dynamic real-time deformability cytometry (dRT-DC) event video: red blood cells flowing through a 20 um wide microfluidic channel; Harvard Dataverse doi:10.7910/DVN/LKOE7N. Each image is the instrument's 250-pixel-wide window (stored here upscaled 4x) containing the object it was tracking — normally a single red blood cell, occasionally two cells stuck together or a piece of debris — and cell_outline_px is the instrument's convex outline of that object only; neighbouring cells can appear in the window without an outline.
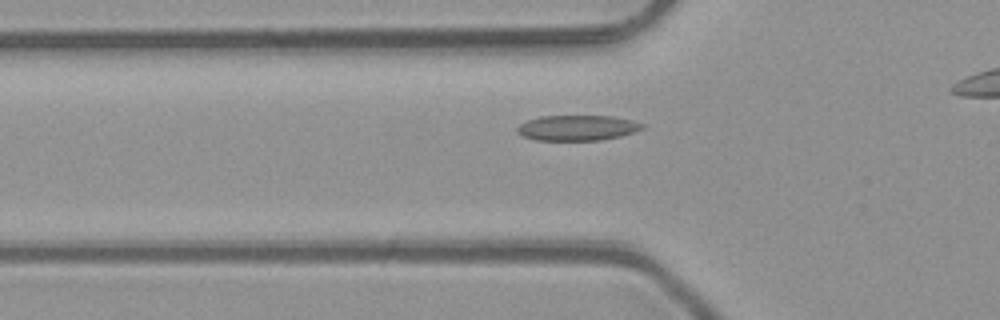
{"species": "common noctule bat (a hibernating species)", "species_latin": "Nyctalus noctula", "temperature_condition": "room temperature", "stored_images_in_passage": 30, "camera_frame_rate_fps": 3000, "um_per_image_px": 0.085, "animal": {"sex": "male", "body_mass_g": 23.1, "forearm_length_mm": 52.7}, "frame": {"image": 1, "passage_image": 6, "time_ms": 1.667, "image_size_px": [1000, 320], "cell_outline_px": [[644, 128], [620, 136], [600, 140], [536, 140], [524, 136], [516, 132], [516, 128], [520, 124], [528, 120], [540, 116], [612, 116], [632, 120], [644, 124]], "centroid_in_image_um": [49.06, 10.86], "position_along_channel_um": 76.7, "area_um2": 18.38}}
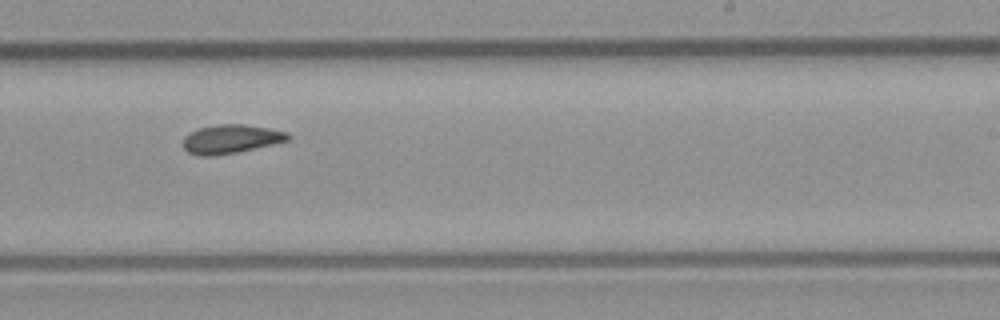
{"frame": {"image": 2, "passage_image": 20, "time_ms": 6.333, "image_size_px": [1000, 320], "cell_outline_px": [[292, 136], [288, 140], [272, 144], [236, 152], [212, 156], [196, 156], [188, 152], [184, 148], [184, 136], [200, 128], [216, 124], [244, 124], [268, 128], [288, 132]], "centroid_in_image_um": [19.63, 11.81], "position_along_channel_um": 269.4, "area_um2": 17.46}}
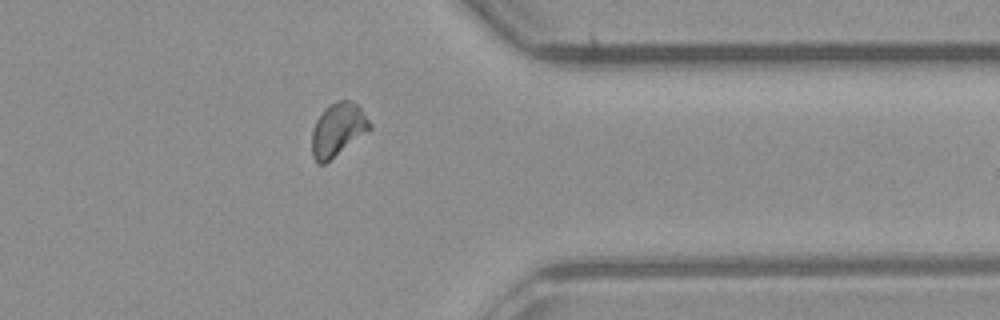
{"frame": {"image": 3, "passage_image": 29, "time_ms": 9.333, "image_size_px": [1000, 320], "cell_outline_px": [[372, 128], [324, 164], [316, 164], [312, 156], [312, 132], [316, 120], [324, 108], [328, 104], [336, 100], [348, 100], [356, 104], [360, 108], [372, 124]], "centroid_in_image_um": [28.69, 11.01], "position_along_channel_um": 382.7, "area_um2": 17.86}}